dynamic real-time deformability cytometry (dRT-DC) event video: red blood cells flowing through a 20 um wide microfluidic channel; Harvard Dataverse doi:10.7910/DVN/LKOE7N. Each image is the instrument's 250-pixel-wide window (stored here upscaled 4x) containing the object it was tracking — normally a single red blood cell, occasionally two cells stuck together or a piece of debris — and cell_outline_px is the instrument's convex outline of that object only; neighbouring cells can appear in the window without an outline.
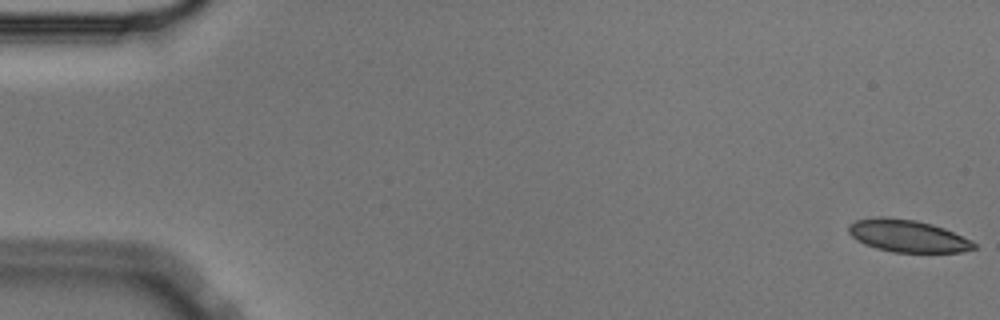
{"species": "Egyptian fruit bat (a non-hibernating species)", "species_latin": "Rousettus aegyptiacus", "temperature_condition": "cold", "stored_images_in_passage": 56, "camera_frame_rate_fps": 3000, "um_per_image_px": 0.085, "animal": {"sex": "male"}, "frame": {"image": 1, "passage_image": 1, "time_ms": 0.0, "image_size_px": [1000, 320], "cell_outline_px": [[976, 248], [960, 252], [892, 252], [876, 248], [864, 244], [852, 236], [848, 232], [848, 224], [856, 220], [916, 220], [932, 224], [944, 228], [972, 240], [976, 244]], "centroid_in_image_um": [77.22, 20.1], "position_along_channel_um": 7.8, "area_um2": 22.72}}
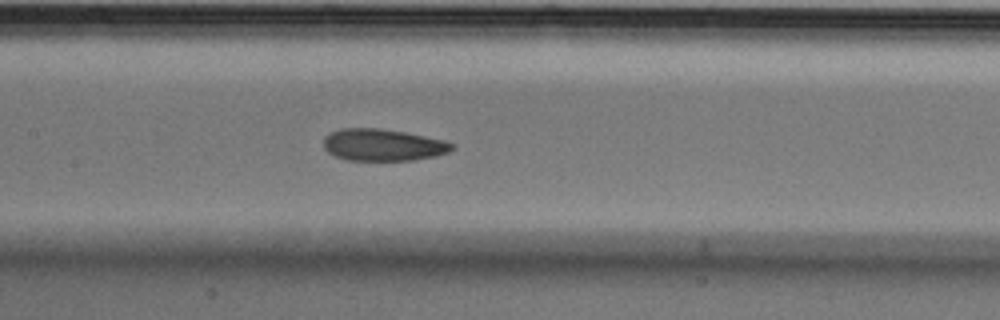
{"frame": {"image": 2, "passage_image": 27, "time_ms": 8.667, "image_size_px": [1000, 320], "cell_outline_px": [[456, 148], [448, 152], [436, 156], [412, 160], [348, 160], [336, 156], [328, 152], [324, 148], [324, 136], [328, 132], [340, 128], [380, 128], [404, 132], [444, 140], [452, 144]], "centroid_in_image_um": [32.52, 12.31], "position_along_channel_um": 174.9, "area_um2": 23.93}}
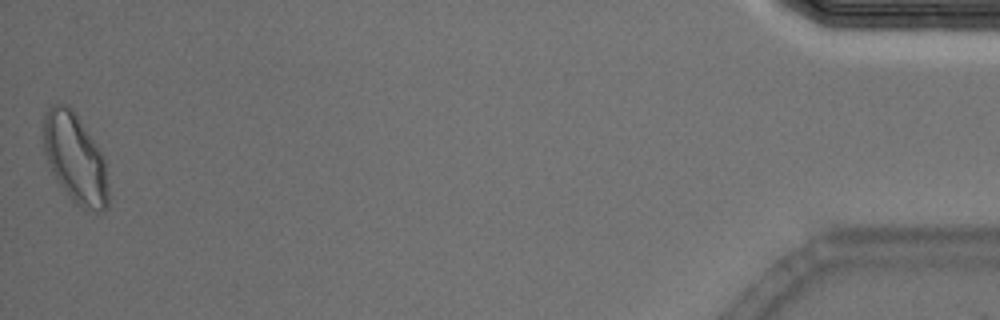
{"frame": {"image": 3, "passage_image": 56, "time_ms": 18.333, "image_size_px": [1000, 320], "cell_outline_px": [[108, 208], [104, 212], [96, 212], [72, 204], [52, 172], [44, 152], [44, 112], [52, 104], [68, 104], [76, 112], [104, 156], [108, 184]], "centroid_in_image_um": [6.4, 13.48], "position_along_channel_um": 428.8, "area_um2": 34.39}, "authors_computed_cell_mechanics": {"area_um2": 24.2471, "velocity_mm_per_s": 3.569, "shape_relaxation_time_tau1_ms": 8.6134, "shape_relaxation_time_tau2_ms": 2.3186, "deformation_change_tau1": 0.1686, "deformation_change_tau2": 0.0857}}